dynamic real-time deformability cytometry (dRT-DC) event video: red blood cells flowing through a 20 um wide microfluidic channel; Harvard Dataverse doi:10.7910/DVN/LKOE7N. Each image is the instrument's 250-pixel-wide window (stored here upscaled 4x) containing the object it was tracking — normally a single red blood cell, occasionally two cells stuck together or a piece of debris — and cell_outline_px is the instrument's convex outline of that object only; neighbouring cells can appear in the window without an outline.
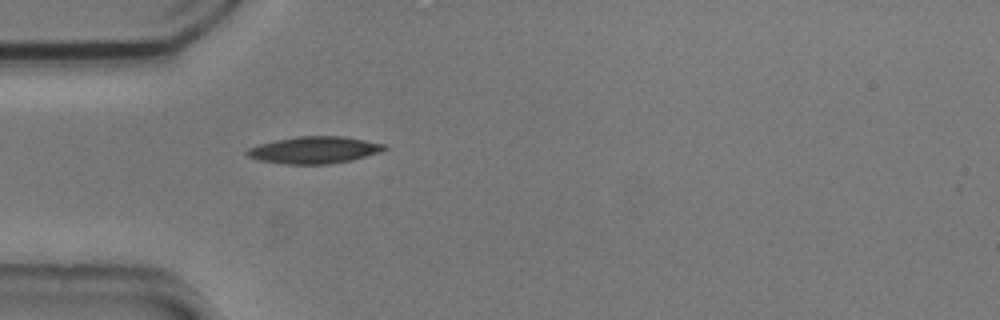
{"species": "common noctule bat (a hibernating species)", "species_latin": "Nyctalus noctula", "temperature_condition": "cold", "stored_images_in_passage": 1, "camera_frame_rate_fps": 3000, "um_per_image_px": 0.085, "animal": {"sex": "male", "body_mass_g": 20.5, "forearm_length_mm": 52.5}, "frame": {"image": 1, "passage_image": 1, "time_ms": 0.0, "image_size_px": [1000, 320], "cell_outline_px": [[388, 148], [380, 152], [352, 160], [328, 164], [284, 164], [260, 160], [248, 156], [244, 152], [248, 148], [260, 144], [276, 140], [296, 136], [344, 136], [388, 144]], "centroid_in_image_um": [26.75, 12.74], "position_along_channel_um": 58.2, "area_um2": 21.68}}